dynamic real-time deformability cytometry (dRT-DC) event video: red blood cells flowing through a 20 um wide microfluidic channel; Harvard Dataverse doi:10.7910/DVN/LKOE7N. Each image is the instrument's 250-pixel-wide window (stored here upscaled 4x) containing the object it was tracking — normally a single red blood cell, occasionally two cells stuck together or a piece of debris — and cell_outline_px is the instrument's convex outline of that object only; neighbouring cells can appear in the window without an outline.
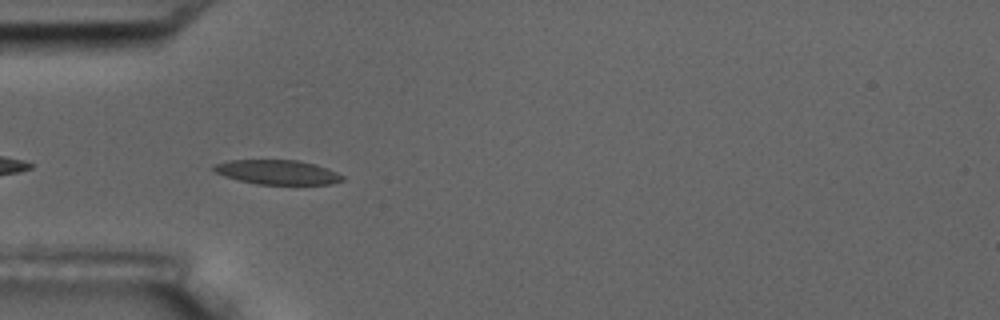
{"species": "common noctule bat (a hibernating species)", "species_latin": "Nyctalus noctula", "temperature_condition": "room temperature", "stored_images_in_passage": 16, "camera_frame_rate_fps": 3000, "um_per_image_px": 0.085, "animal": {"sex": "male", "body_mass_g": 17.5, "forearm_length_mm": 52.3}, "frame": {"image": 1, "passage_image": 5, "time_ms": 5.333, "image_size_px": [1000, 320], "cell_outline_px": [[344, 180], [332, 184], [256, 184], [224, 176], [216, 172], [212, 168], [212, 164], [228, 160], [296, 160], [316, 164], [336, 172], [344, 176]], "centroid_in_image_um": [23.57, 14.63], "position_along_channel_um": 61.4, "area_um2": 18.32}}
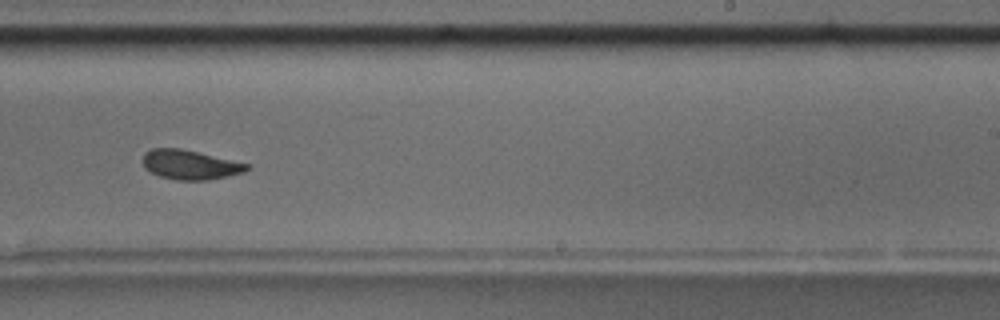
{"frame": {"image": 2, "passage_image": 10, "time_ms": 11.333, "image_size_px": [1000, 320], "cell_outline_px": [[252, 168], [244, 172], [228, 176], [208, 180], [176, 180], [160, 176], [144, 168], [144, 152], [152, 148], [180, 148], [248, 164]], "centroid_in_image_um": [16.16, 14.01], "position_along_channel_um": 272.8, "area_um2": 17.69}, "authors_computed_cell_mechanics": {"area_um2": 18.4382, "velocity_mm_per_s": 3.566, "shape_relaxation_time_tau1_ms": 2.689, "shape_relaxation_time_tau2_ms": 2.3934, "deformation_change_tau1": 0.1143, "deformation_change_tau2": 0.0693}}